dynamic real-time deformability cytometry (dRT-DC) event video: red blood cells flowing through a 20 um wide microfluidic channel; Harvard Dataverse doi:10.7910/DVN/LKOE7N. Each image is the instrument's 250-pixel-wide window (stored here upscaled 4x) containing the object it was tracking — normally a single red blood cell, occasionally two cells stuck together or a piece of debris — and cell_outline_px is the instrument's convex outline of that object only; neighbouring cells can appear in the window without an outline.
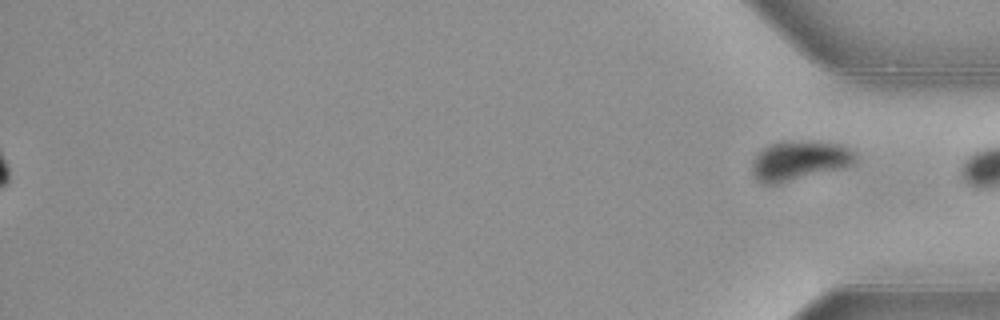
{"species": "common noctule bat (a hibernating species)", "species_latin": "Nyctalus noctula", "temperature_condition": "warm", "stored_images_in_passage": 54, "segment_of_instrument_passage": [2, 2], "camera_frame_rate_fps": 3000, "um_per_image_px": 0.085, "animal": {"sex": "female", "body_mass_g": 21.9}, "frame": {"image": 1, "passage_image": 54, "time_ms": 17.667, "image_size_px": [1000, 320], "cell_outline_px": [[856, 164], [852, 168], [776, 184], [764, 184], [756, 180], [752, 172], [752, 160], [760, 148], [780, 140], [808, 140], [844, 144], [852, 148], [856, 152]], "centroid_in_image_um": [68.03, 13.63], "position_along_channel_um": 367.2, "area_um2": 25.26}}